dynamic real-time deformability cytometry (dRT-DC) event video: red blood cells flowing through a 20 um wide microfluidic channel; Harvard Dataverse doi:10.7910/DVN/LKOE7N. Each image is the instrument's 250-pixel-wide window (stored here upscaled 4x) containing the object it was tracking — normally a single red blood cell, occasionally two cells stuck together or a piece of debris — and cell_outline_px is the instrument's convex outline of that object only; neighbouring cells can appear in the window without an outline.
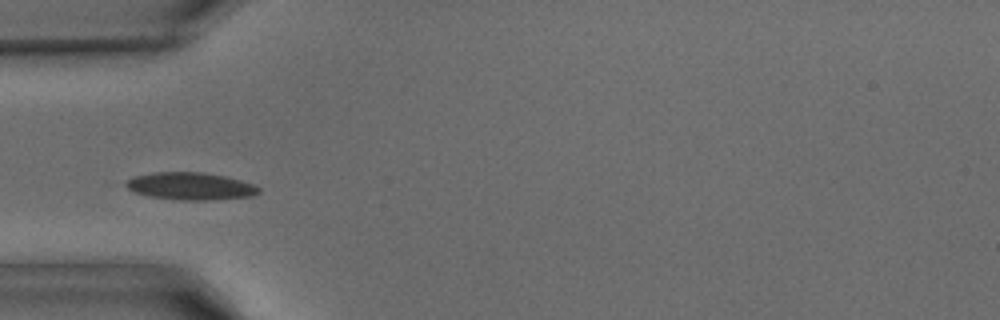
{"species": "common noctule bat (a hibernating species)", "species_latin": "Nyctalus noctula", "temperature_condition": "warm", "stored_images_in_passage": 19, "camera_frame_rate_fps": 3000, "um_per_image_px": 0.085, "animal": {"sex": "male", "body_mass_g": 15.6}, "frame": {"image": 1, "passage_image": 1, "time_ms": 0.0, "image_size_px": [1000, 320], "cell_outline_px": [[260, 192], [252, 196], [212, 200], [180, 200], [152, 196], [136, 192], [128, 188], [124, 184], [132, 176], [152, 172], [204, 172], [224, 176], [256, 184], [260, 188]], "centroid_in_image_um": [16.22, 15.81], "position_along_channel_um": 68.8, "area_um2": 21.21}}
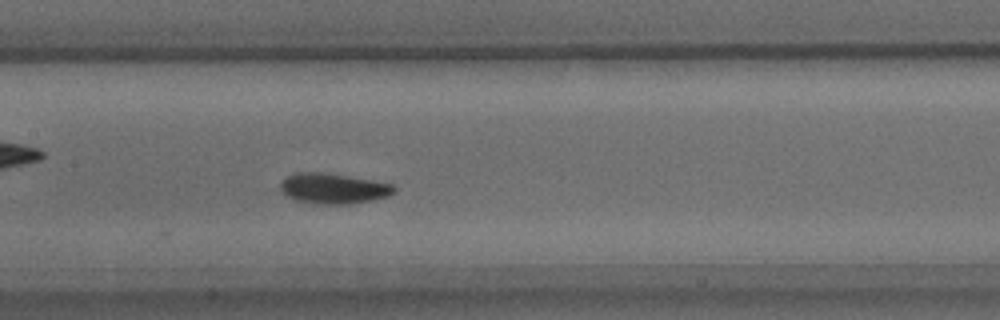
{"frame": {"image": 2, "passage_image": 8, "time_ms": 2.333, "image_size_px": [1000, 320], "cell_outline_px": [[396, 192], [388, 196], [352, 204], [324, 204], [296, 200], [288, 196], [280, 188], [280, 180], [284, 176], [296, 172], [324, 172], [348, 176], [392, 184], [396, 188]], "centroid_in_image_um": [28.31, 16.0], "position_along_channel_um": 179.1, "area_um2": 20.11}}
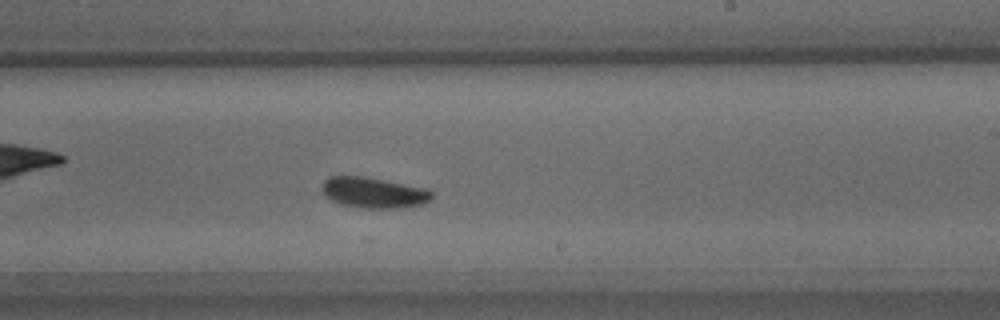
{"frame": {"image": 3, "passage_image": 13, "time_ms": 4.0, "image_size_px": [1000, 320], "cell_outline_px": [[432, 200], [424, 204], [400, 208], [368, 208], [340, 204], [332, 200], [320, 188], [324, 180], [328, 176], [364, 176], [428, 188], [432, 192]], "centroid_in_image_um": [31.8, 16.36], "position_along_channel_um": 257.2, "area_um2": 19.77}}